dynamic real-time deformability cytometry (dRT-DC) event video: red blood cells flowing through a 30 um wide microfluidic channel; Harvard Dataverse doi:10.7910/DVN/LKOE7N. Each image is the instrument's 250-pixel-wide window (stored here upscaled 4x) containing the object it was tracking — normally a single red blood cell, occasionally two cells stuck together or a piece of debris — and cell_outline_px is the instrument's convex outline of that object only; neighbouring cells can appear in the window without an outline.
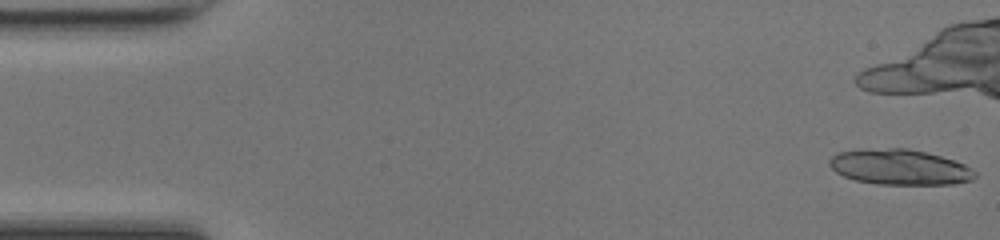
{"species": "common noctule bat (a hibernating species)", "species_latin": "Nyctalus noctula", "temperature_condition": "room temperature", "stored_images_in_passage": 11, "camera_frame_rate_fps": 3000, "um_per_image_px": 0.085, "animal": {"sex": "female", "body_mass_g": 17.0, "forearm_length_mm": 48.0}, "frame": {"image": 1, "passage_image": 1, "time_ms": 0.0, "image_size_px": [1000, 240], "cell_outline_px": [[976, 176], [972, 180], [952, 184], [876, 184], [856, 180], [844, 176], [836, 172], [828, 164], [828, 160], [836, 152], [888, 148], [908, 148], [940, 156], [964, 164], [976, 172]], "centroid_in_image_um": [76.46, 14.21], "position_along_channel_um": 8.5, "area_um2": 29.77}}